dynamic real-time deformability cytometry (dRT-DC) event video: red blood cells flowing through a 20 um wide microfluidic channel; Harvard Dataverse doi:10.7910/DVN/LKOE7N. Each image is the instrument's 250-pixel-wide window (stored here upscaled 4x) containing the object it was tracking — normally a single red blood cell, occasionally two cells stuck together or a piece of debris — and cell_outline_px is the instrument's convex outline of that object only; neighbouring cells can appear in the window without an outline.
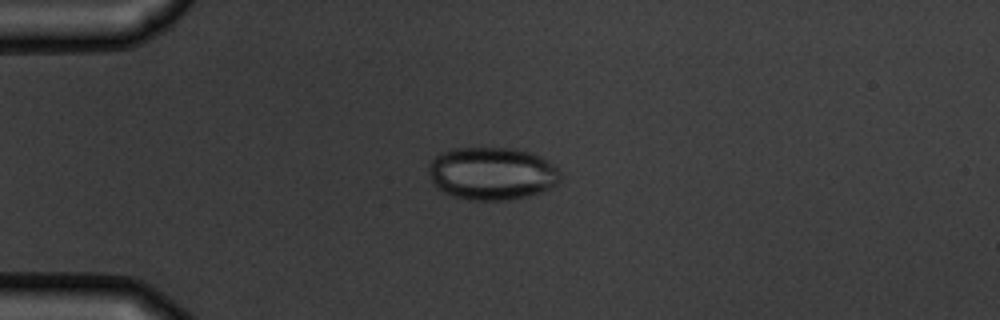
{"species": "common noctule bat (a hibernating species)", "species_latin": "Nyctalus noctula", "temperature_condition": "warm", "stored_images_in_passage": 5, "camera_frame_rate_fps": 3000, "um_per_image_px": 0.085, "animal": {"sex": "male", "body_mass_g": 19.5, "forearm_length_mm": 54.6}, "frame": {"image": 1, "passage_image": 3, "time_ms": 2.333, "image_size_px": [1000, 320], "cell_outline_px": [[560, 180], [552, 188], [528, 196], [504, 200], [468, 200], [452, 196], [440, 192], [436, 188], [432, 180], [428, 168], [428, 164], [440, 152], [456, 148], [512, 148], [528, 152], [540, 156], [552, 164], [560, 172]], "centroid_in_image_um": [41.79, 14.76], "position_along_channel_um": 43.2, "area_um2": 40.63}}